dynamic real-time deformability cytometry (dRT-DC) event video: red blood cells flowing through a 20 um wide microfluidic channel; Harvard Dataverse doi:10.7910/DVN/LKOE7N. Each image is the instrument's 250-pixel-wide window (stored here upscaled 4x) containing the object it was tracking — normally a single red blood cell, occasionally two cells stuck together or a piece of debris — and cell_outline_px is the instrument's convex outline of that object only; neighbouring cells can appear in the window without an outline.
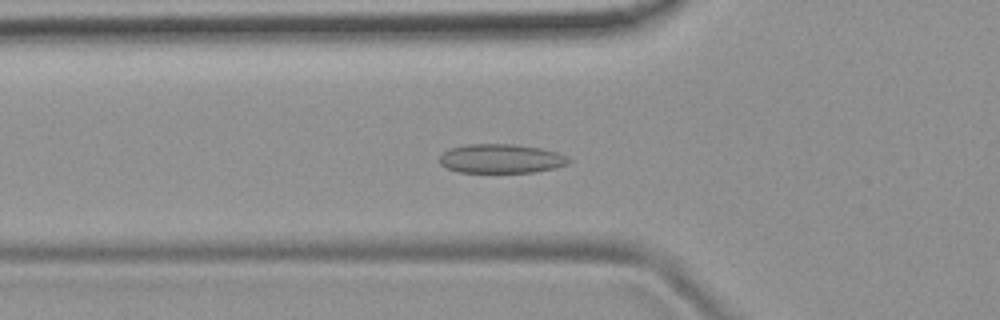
{"species": "common noctule bat (a hibernating species)", "species_latin": "Nyctalus noctula", "temperature_condition": "room temperature", "stored_images_in_passage": 54, "camera_frame_rate_fps": 3000, "um_per_image_px": 0.085, "animal": {"sex": "female", "body_mass_g": 19.9}, "frame": {"image": 1, "passage_image": 19, "time_ms": 6.0, "image_size_px": [1000, 320], "cell_outline_px": [[572, 160], [568, 164], [556, 168], [536, 172], [460, 172], [448, 168], [440, 164], [440, 156], [448, 148], [468, 144], [512, 144], [540, 148], [556, 152], [568, 156]], "centroid_in_image_um": [42.62, 13.48], "position_along_channel_um": 83.2, "area_um2": 21.96}}
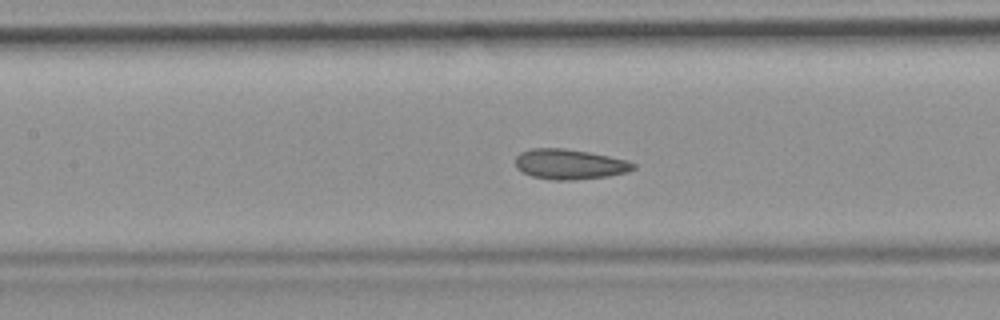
{"frame": {"image": 2, "passage_image": 25, "time_ms": 8.0, "image_size_px": [1000, 320], "cell_outline_px": [[636, 168], [628, 172], [608, 176], [572, 180], [552, 180], [532, 176], [516, 168], [516, 156], [520, 152], [532, 148], [564, 148], [588, 152], [628, 160], [636, 164]], "centroid_in_image_um": [48.43, 13.96], "position_along_channel_um": 159.0, "area_um2": 20.75}}
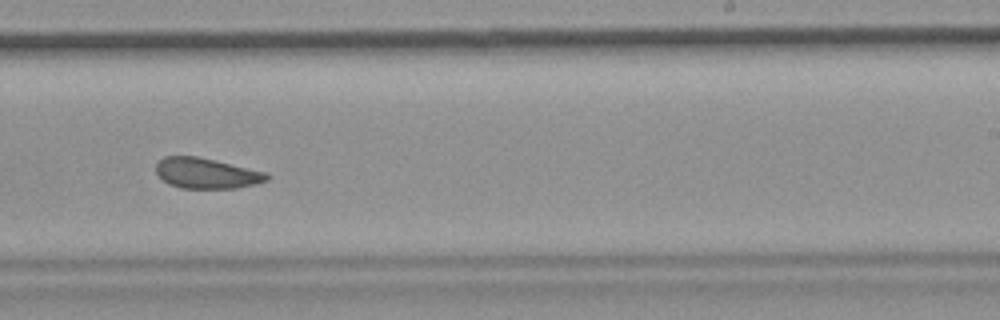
{"frame": {"image": 3, "passage_image": 34, "time_ms": 11.0, "image_size_px": [1000, 320], "cell_outline_px": [[272, 176], [268, 180], [256, 184], [236, 188], [180, 188], [168, 184], [156, 172], [156, 164], [164, 156], [196, 156], [216, 160], [268, 172]], "centroid_in_image_um": [17.6, 14.72], "position_along_channel_um": 271.4, "area_um2": 19.88}, "authors_computed_cell_mechanics": {"area_um2": 20.8947, "velocity_mm_per_s": 3.7746, "shape_relaxation_time_tau1_ms": 8.2237, "shape_relaxation_time_tau2_ms": 2.3415, "deformation_change_tau1": 0.1175, "deformation_change_tau2": 0.0711}}